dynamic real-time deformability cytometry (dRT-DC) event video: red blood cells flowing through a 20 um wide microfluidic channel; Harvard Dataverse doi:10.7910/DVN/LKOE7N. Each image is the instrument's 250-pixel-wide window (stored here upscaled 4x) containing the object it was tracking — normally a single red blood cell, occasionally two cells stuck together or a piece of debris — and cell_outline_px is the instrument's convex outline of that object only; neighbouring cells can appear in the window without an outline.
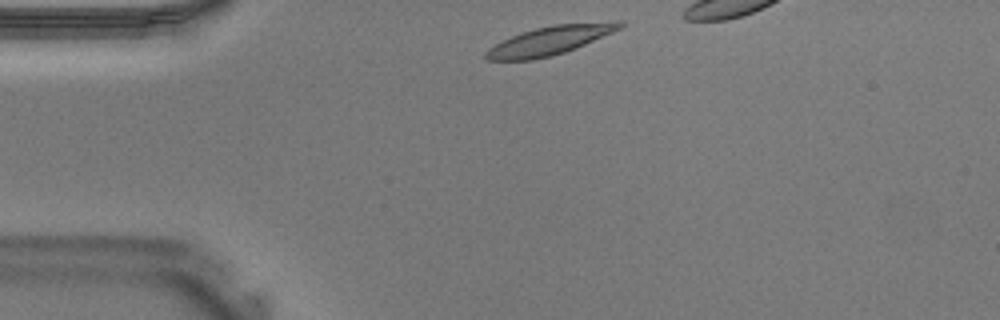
{"species": "Egyptian fruit bat (a non-hibernating species)", "species_latin": "Rousettus aegyptiacus", "temperature_condition": "warm", "stored_images_in_passage": 26, "camera_frame_rate_fps": 3000, "um_per_image_px": 0.085, "animal": {"sex": "male"}, "frame": {"image": 1, "passage_image": 1, "time_ms": 0.0, "image_size_px": [1000, 320], "cell_outline_px": [[624, 24], [620, 28], [612, 32], [584, 44], [564, 52], [552, 56], [532, 60], [484, 60], [484, 52], [488, 48], [512, 36], [536, 28], [552, 24], [616, 20], [624, 20]], "centroid_in_image_um": [46.75, 3.43], "position_along_channel_um": 38.2, "area_um2": 22.37}}
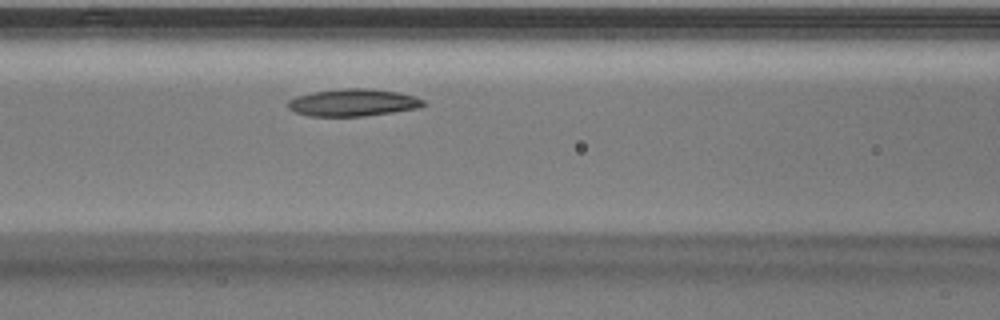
{"frame": {"image": 2, "passage_image": 9, "time_ms": 2.667, "image_size_px": [1000, 320], "cell_outline_px": [[428, 104], [420, 108], [364, 116], [308, 116], [296, 112], [288, 108], [288, 100], [296, 96], [312, 92], [340, 88], [368, 88], [396, 92], [416, 96], [424, 100]], "centroid_in_image_um": [30.03, 8.71], "position_along_channel_um": 136.6, "area_um2": 21.68}}
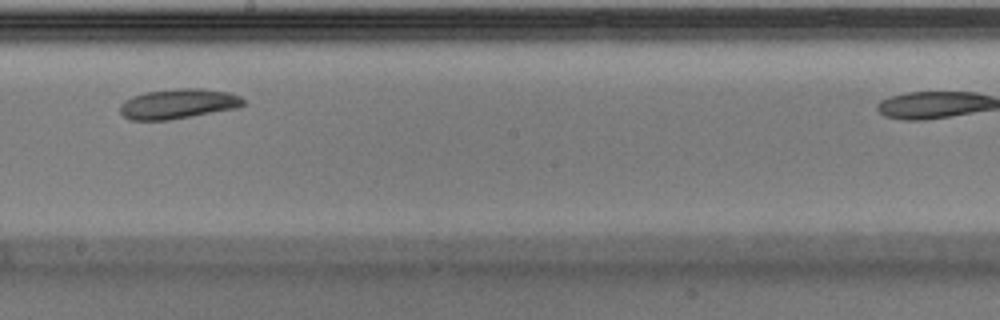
{"frame": {"image": 3, "passage_image": 15, "time_ms": 4.667, "image_size_px": [1000, 320], "cell_outline_px": [[244, 104], [236, 108], [192, 116], [168, 120], [128, 120], [120, 112], [120, 104], [124, 100], [132, 96], [144, 92], [176, 88], [204, 88], [232, 92], [240, 96], [244, 100]], "centroid_in_image_um": [15.13, 8.81], "position_along_channel_um": 233.1, "area_um2": 21.73}}